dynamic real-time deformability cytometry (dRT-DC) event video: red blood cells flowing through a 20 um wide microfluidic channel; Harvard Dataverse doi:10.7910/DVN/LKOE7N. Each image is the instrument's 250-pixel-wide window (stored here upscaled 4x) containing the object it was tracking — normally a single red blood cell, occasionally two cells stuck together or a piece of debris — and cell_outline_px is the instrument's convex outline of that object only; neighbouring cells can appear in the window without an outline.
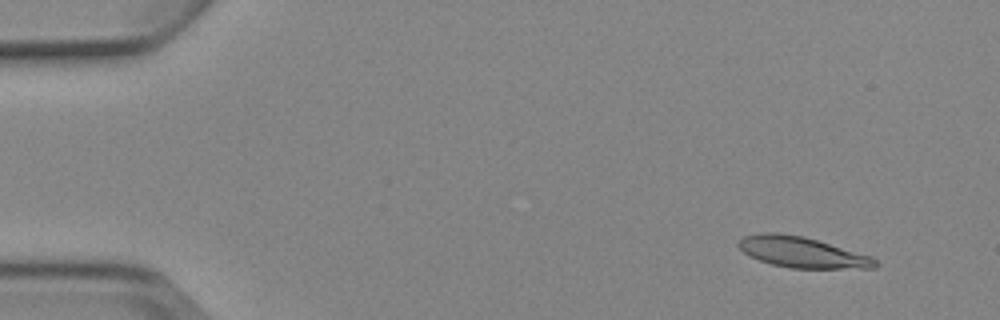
{"species": "Egyptian fruit bat (a non-hibernating species)", "species_latin": "Rousettus aegyptiacus", "temperature_condition": "cold", "stored_images_in_passage": 4, "camera_frame_rate_fps": 3000, "um_per_image_px": 0.085, "animal": {"sex": "female"}, "frame": {"image": 1, "passage_image": 1, "time_ms": 0.0, "image_size_px": [1000, 320], "cell_outline_px": [[880, 264], [876, 268], [792, 268], [772, 264], [760, 260], [744, 252], [736, 244], [744, 236], [764, 232], [776, 232], [804, 236], [872, 256]], "centroid_in_image_um": [68.21, 21.43], "position_along_channel_um": 16.8, "area_um2": 24.39}}
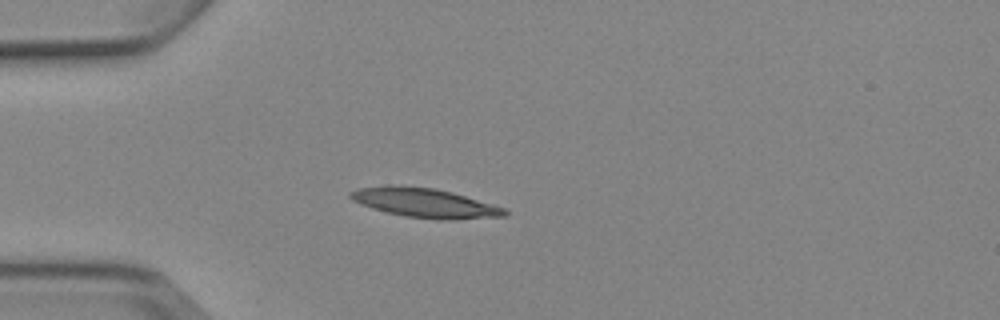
{"frame": {"image": 2, "passage_image": 4, "time_ms": 3.333, "image_size_px": [1000, 320], "cell_outline_px": [[508, 216], [456, 220], [440, 220], [404, 216], [372, 208], [360, 204], [352, 200], [348, 196], [348, 192], [356, 188], [388, 184], [436, 188], [452, 192], [492, 204], [504, 208], [508, 212]], "centroid_in_image_um": [36.08, 17.24], "position_along_channel_um": 48.9, "area_um2": 26.7}}